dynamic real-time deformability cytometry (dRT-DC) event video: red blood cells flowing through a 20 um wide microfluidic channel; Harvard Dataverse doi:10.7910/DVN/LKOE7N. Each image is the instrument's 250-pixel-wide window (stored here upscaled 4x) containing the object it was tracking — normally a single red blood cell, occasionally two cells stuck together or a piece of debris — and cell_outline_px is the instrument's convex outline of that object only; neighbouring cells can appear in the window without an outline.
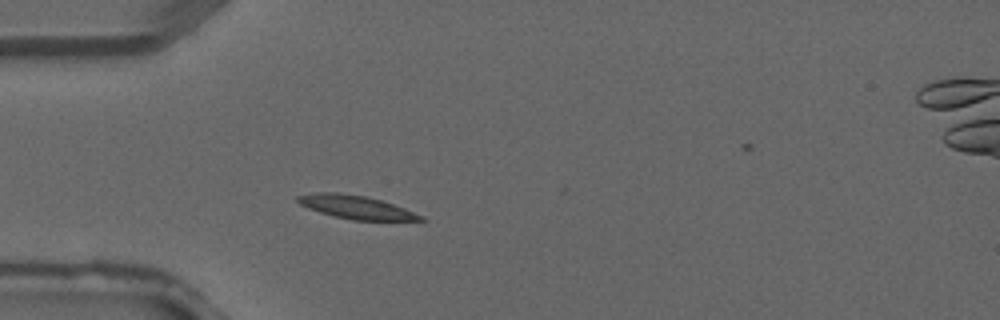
{"species": "common noctule bat (a hibernating species)", "species_latin": "Nyctalus noctula", "temperature_condition": "warm", "stored_images_in_passage": 4, "camera_frame_rate_fps": 3000, "um_per_image_px": 0.085, "animal": {"sex": "male", "forearm_length_mm": 52.5}, "frame": {"image": 1, "passage_image": 3, "time_ms": 0.667, "image_size_px": [1000, 320], "cell_outline_px": [[428, 220], [352, 220], [320, 212], [308, 208], [300, 204], [296, 200], [296, 196], [316, 192], [336, 192], [364, 196], [380, 200], [404, 208], [424, 216]], "centroid_in_image_um": [30.25, 17.6], "position_along_channel_um": 54.8, "area_um2": 16.47}}